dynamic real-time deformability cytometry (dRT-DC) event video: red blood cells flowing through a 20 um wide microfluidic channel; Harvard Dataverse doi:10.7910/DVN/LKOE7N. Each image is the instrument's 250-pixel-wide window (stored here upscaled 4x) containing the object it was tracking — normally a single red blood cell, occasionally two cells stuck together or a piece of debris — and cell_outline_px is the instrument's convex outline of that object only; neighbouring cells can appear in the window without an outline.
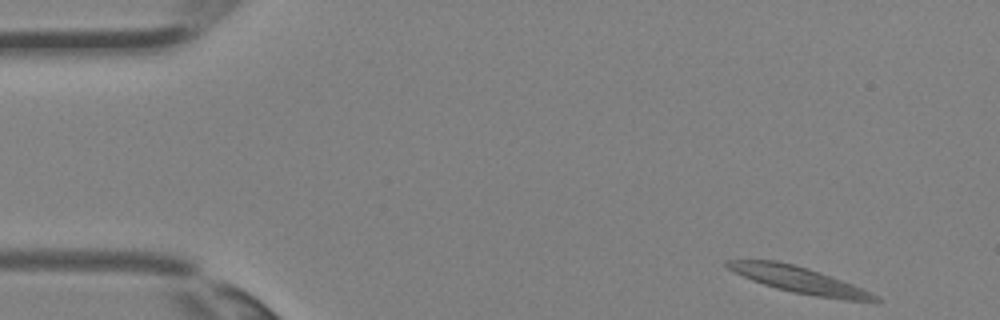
{"species": "Egyptian fruit bat (a non-hibernating species)", "species_latin": "Rousettus aegyptiacus", "temperature_condition": "room temperature", "stored_images_in_passage": 34, "camera_frame_rate_fps": 3000, "um_per_image_px": 0.085, "animal": {"sex": "female"}, "frame": {"image": 1, "passage_image": 1, "time_ms": 0.0, "image_size_px": [1000, 320], "cell_outline_px": [[880, 300], [844, 300], [816, 296], [792, 292], [776, 288], [752, 280], [728, 268], [724, 264], [724, 260], [776, 260], [808, 268], [852, 284], [872, 292], [880, 296]], "centroid_in_image_um": [67.91, 23.78], "position_along_channel_um": 17.1, "area_um2": 22.2}}
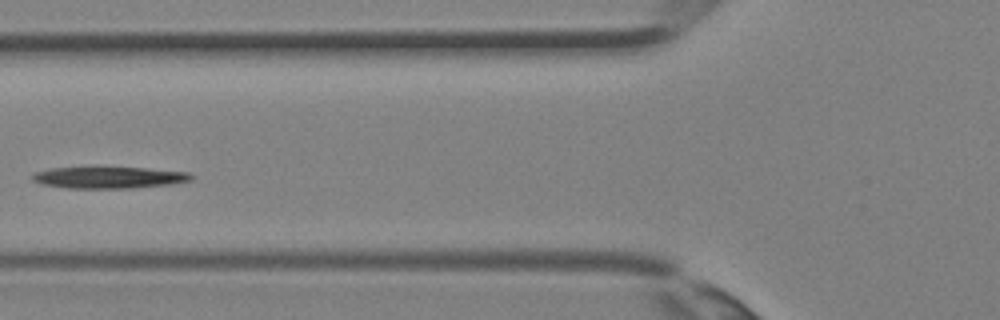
{"frame": {"image": 2, "passage_image": 12, "time_ms": 3.667, "image_size_px": [1000, 320], "cell_outline_px": [[196, 176], [192, 180], [172, 184], [132, 188], [68, 188], [44, 184], [32, 180], [32, 176], [36, 172], [52, 168], [92, 164], [96, 164], [148, 168], [188, 172]], "centroid_in_image_um": [9.28, 15.03], "position_along_channel_um": 116.5, "area_um2": 21.21}}
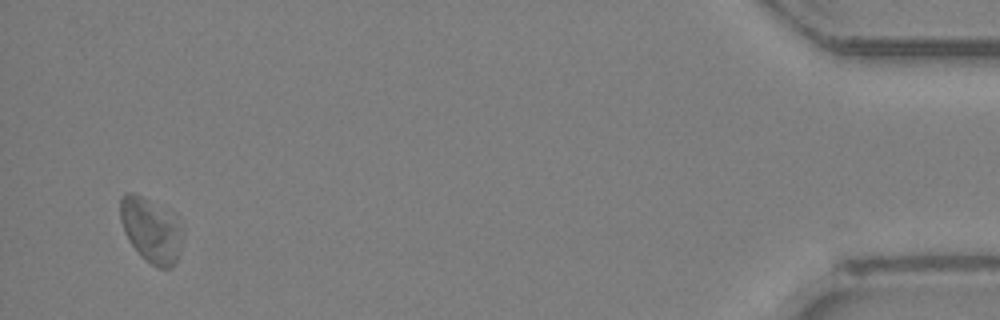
{"frame": {"image": 3, "passage_image": 33, "time_ms": 10.667, "image_size_px": [1000, 320], "cell_outline_px": [[180, 252], [176, 264], [172, 268], [156, 268], [140, 256], [124, 232], [120, 220], [120, 196], [124, 192], [132, 192], [140, 196], [172, 224], [176, 228]], "centroid_in_image_um": [12.67, 19.69], "position_along_channel_um": 422.5, "area_um2": 21.21}}